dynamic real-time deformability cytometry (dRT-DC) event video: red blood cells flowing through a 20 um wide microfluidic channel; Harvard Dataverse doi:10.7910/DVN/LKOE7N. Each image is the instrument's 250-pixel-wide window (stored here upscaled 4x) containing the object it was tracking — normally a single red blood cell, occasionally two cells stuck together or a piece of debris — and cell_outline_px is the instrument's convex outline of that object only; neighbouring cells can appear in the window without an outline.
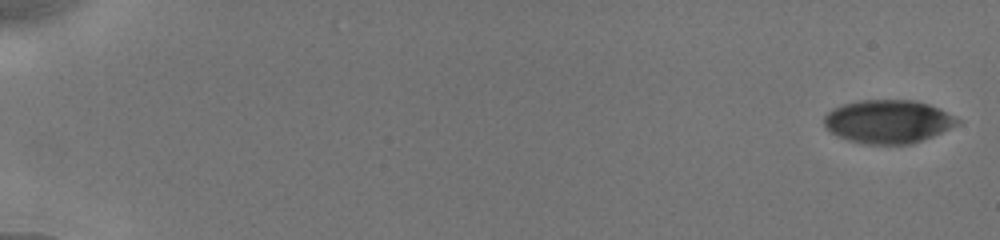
{"species": "human", "species_latin": "Homo sapiens", "temperature_condition": "cold", "stored_images_in_passage": 32, "camera_frame_rate_fps": 3000, "um_per_image_px": 0.085, "donor": {"sex": "male"}, "frame": {"image": 1, "passage_image": 1, "time_ms": 0.0, "image_size_px": [1000, 240], "cell_outline_px": [[960, 124], [932, 136], [912, 144], [868, 144], [848, 140], [832, 132], [824, 124], [824, 116], [832, 108], [844, 104], [860, 100], [916, 100], [940, 108], [956, 116], [960, 120]], "centroid_in_image_um": [75.53, 10.32], "position_along_channel_um": 9.5, "area_um2": 33.64}}
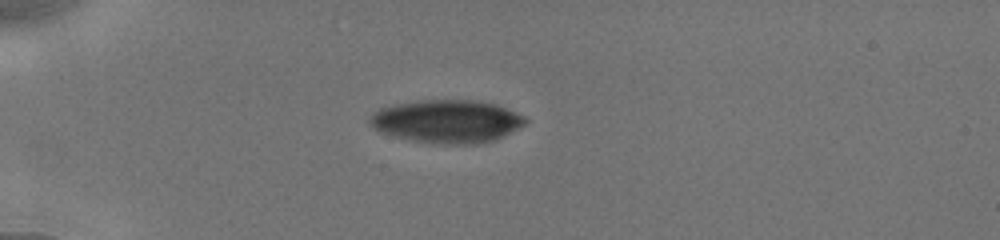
{"frame": {"image": 2, "passage_image": 23, "time_ms": 5.0, "image_size_px": [1000, 240], "cell_outline_px": [[528, 120], [524, 124], [504, 136], [496, 140], [476, 144], [448, 144], [408, 140], [380, 132], [368, 120], [380, 108], [396, 104], [420, 100], [476, 100], [496, 104], [516, 112], [524, 116]], "centroid_in_image_um": [38.03, 10.31], "position_along_channel_um": 47.0, "area_um2": 38.78}}
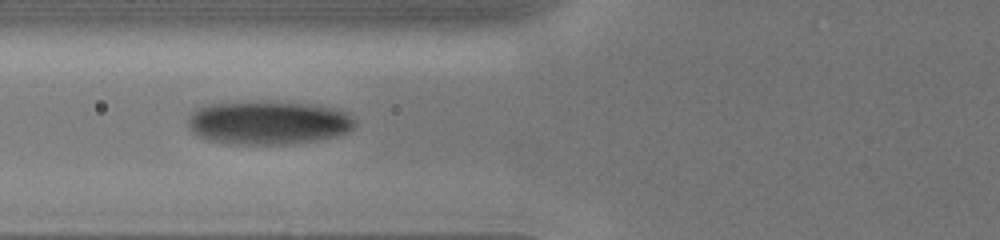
{"frame": {"image": 3, "passage_image": 31, "time_ms": 7.333, "image_size_px": [1000, 240], "cell_outline_px": [[356, 124], [352, 128], [336, 136], [316, 140], [292, 144], [228, 144], [208, 140], [196, 136], [192, 132], [188, 124], [188, 116], [196, 108], [208, 104], [308, 104], [340, 108], [352, 116], [356, 120]], "centroid_in_image_um": [22.81, 10.47], "position_along_channel_um": 103.0, "area_um2": 41.67}}